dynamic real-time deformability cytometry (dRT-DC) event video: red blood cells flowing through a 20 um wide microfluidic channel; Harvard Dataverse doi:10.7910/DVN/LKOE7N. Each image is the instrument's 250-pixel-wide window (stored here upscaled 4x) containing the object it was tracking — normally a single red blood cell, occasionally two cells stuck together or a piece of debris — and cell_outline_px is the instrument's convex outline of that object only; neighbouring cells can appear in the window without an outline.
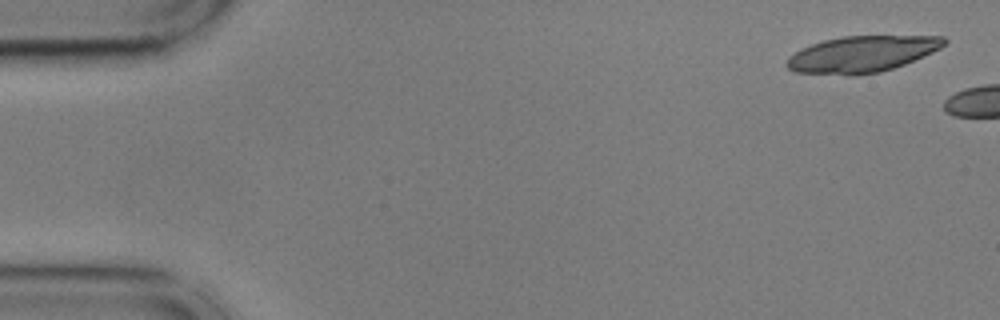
{"species": "common noctule bat (a hibernating species)", "species_latin": "Nyctalus noctula", "temperature_condition": "cold", "stored_images_in_passage": 5, "camera_frame_rate_fps": 3000, "um_per_image_px": 0.085, "animal": {"sex": "male", "body_mass_g": 17.9, "forearm_length_mm": 54.2}, "frame": {"image": 1, "passage_image": 1, "time_ms": 0.0, "image_size_px": [1000, 320], "cell_outline_px": [[948, 40], [940, 48], [924, 56], [904, 64], [880, 72], [856, 76], [848, 76], [796, 72], [788, 68], [784, 64], [788, 56], [812, 44], [824, 40], [844, 36], [944, 36]], "centroid_in_image_um": [73.24, 4.61], "position_along_channel_um": 11.8, "area_um2": 33.35}}